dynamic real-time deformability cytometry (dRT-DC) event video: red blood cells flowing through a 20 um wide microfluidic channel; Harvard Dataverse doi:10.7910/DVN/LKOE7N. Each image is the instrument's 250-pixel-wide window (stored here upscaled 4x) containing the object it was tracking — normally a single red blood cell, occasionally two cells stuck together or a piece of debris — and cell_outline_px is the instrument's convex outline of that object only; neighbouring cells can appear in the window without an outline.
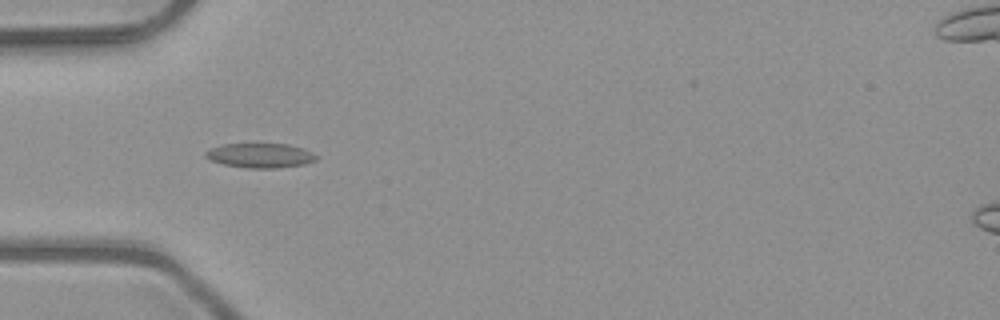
{"species": "common noctule bat (a hibernating species)", "species_latin": "Nyctalus noctula", "temperature_condition": "room temperature", "stored_images_in_passage": 6, "camera_frame_rate_fps": 3000, "um_per_image_px": 0.085, "animal": {"sex": "male", "body_mass_g": 23.1, "forearm_length_mm": 52.7}, "frame": {"image": 1, "passage_image": 4, "time_ms": 1.0, "image_size_px": [1000, 320], "cell_outline_px": [[316, 160], [304, 164], [276, 168], [248, 168], [224, 164], [208, 160], [204, 156], [204, 152], [212, 148], [224, 144], [288, 144], [304, 148], [312, 152], [316, 156]], "centroid_in_image_um": [22.1, 13.22], "position_along_channel_um": 62.9, "area_um2": 15.78}}
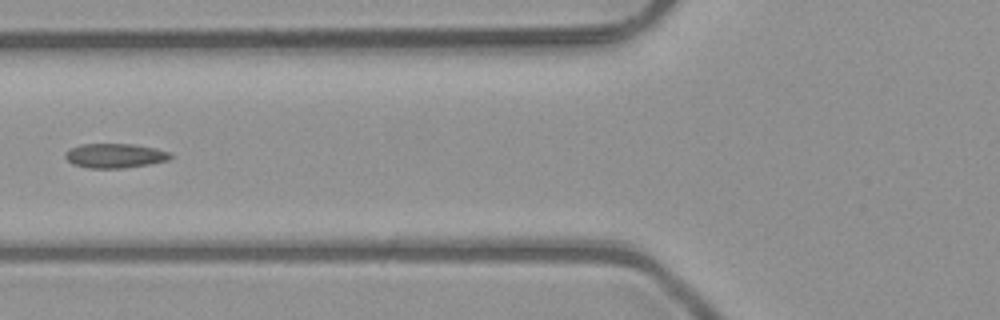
{"frame": {"image": 2, "passage_image": 5, "time_ms": 1.333, "image_size_px": [1000, 320], "cell_outline_px": [[172, 156], [168, 160], [148, 164], [124, 168], [88, 168], [72, 164], [64, 156], [64, 152], [80, 144], [132, 144], [156, 148], [168, 152]], "centroid_in_image_um": [9.74, 13.23], "position_along_channel_um": 116.1, "area_um2": 14.91}}
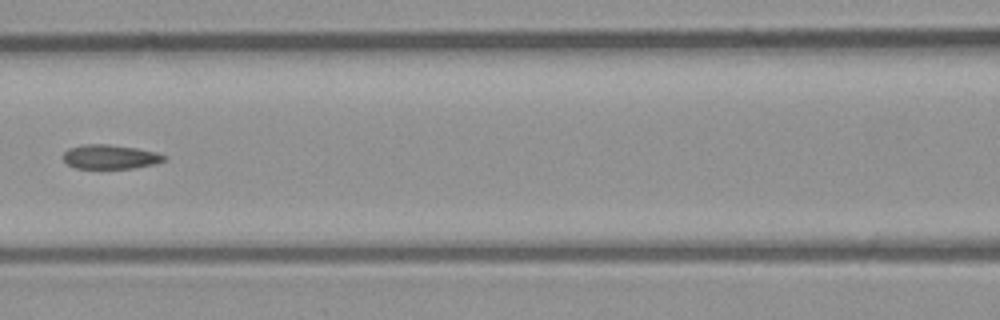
{"frame": {"image": 3, "passage_image": 6, "time_ms": 1.667, "image_size_px": [1000, 320], "cell_outline_px": [[168, 160], [156, 164], [132, 168], [76, 168], [68, 164], [64, 160], [64, 152], [68, 148], [84, 144], [108, 144], [136, 148], [156, 152], [168, 156]], "centroid_in_image_um": [9.42, 13.32], "position_along_channel_um": 157.2, "area_um2": 14.33}}